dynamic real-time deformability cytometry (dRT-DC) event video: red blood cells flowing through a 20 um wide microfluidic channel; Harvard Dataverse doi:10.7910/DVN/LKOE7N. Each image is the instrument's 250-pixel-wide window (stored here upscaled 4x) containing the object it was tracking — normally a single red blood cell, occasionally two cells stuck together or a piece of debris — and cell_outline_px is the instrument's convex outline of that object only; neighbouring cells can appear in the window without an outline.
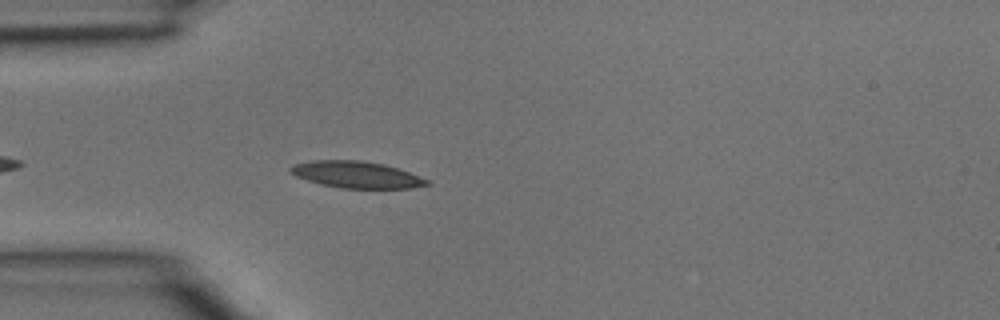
{"species": "common noctule bat (a hibernating species)", "species_latin": "Nyctalus noctula", "temperature_condition": "room temperature", "stored_images_in_passage": 3, "camera_frame_rate_fps": 3000, "um_per_image_px": 0.085, "animal": {"sex": "male", "body_mass_g": 15.6}, "frame": {"image": 1, "passage_image": 3, "time_ms": 0.667, "image_size_px": [1000, 320], "cell_outline_px": [[432, 184], [412, 188], [340, 188], [320, 184], [296, 176], [288, 172], [288, 168], [292, 164], [312, 160], [360, 160], [384, 164], [408, 172], [428, 180]], "centroid_in_image_um": [30.25, 14.84], "position_along_channel_um": 54.8, "area_um2": 21.21}}